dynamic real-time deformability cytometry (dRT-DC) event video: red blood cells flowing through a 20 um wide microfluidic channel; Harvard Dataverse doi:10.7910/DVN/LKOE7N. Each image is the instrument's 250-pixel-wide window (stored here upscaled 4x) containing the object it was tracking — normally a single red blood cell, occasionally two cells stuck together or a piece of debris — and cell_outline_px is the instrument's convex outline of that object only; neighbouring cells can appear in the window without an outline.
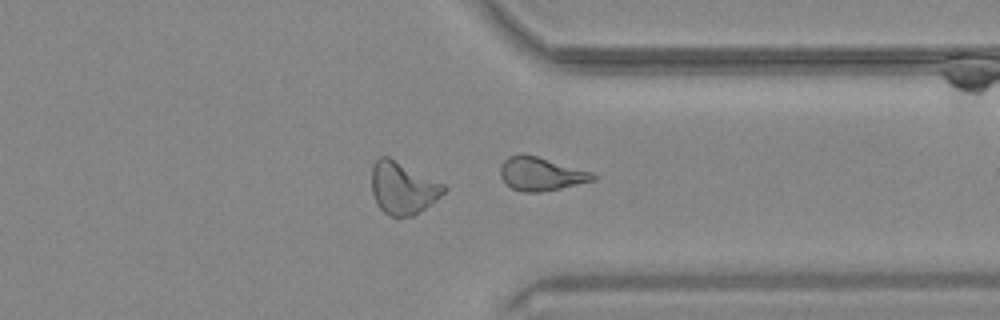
{"species": "common noctule bat (a hibernating species)", "species_latin": "Nyctalus noctula", "temperature_condition": "warm", "stored_images_in_passage": 25, "camera_frame_rate_fps": 3000, "um_per_image_px": 0.085, "animal": {"sex": "male", "body_mass_g": 20.4}, "frame": {"image": 1, "passage_image": 25, "time_ms": 8.0, "image_size_px": [1000, 320], "cell_outline_px": [[600, 176], [596, 180], [560, 188], [540, 192], [520, 192], [512, 188], [500, 176], [500, 164], [508, 156], [536, 156], [592, 172]], "centroid_in_image_um": [46.01, 14.81], "position_along_channel_um": 365.4, "area_um2": 17.74}, "authors_computed_cell_mechanics": {"area_um2": 20.1722, "velocity_mm_per_s": 3.7081, "shape_relaxation_time_tau1_ms": null, "shape_relaxation_time_tau2_ms": 4.6023, "deformation_change_tau1": null, "deformation_change_tau2": 0.129}}